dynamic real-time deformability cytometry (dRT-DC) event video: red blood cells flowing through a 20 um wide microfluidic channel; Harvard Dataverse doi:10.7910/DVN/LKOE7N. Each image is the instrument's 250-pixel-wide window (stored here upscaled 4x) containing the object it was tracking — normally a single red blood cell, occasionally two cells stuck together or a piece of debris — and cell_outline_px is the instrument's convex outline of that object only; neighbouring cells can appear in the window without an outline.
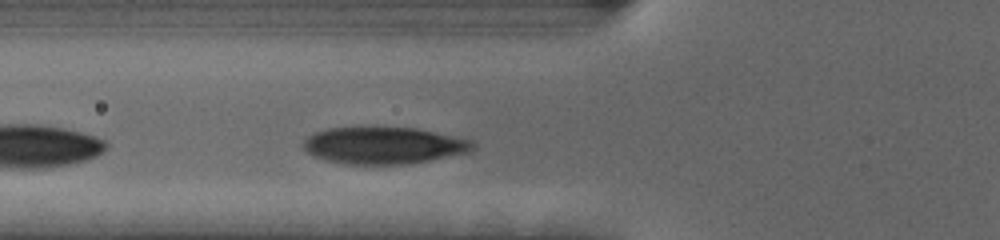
{"species": "human", "species_latin": "Homo sapiens", "temperature_condition": "cold", "stored_images_in_passage": 15, "camera_frame_rate_fps": 3000, "um_per_image_px": 0.085, "donor": {"sex": "female"}, "frame": {"image": 1, "passage_image": 5, "time_ms": 1.333, "image_size_px": [1000, 240], "cell_outline_px": [[476, 144], [472, 152], [428, 160], [404, 164], [348, 164], [324, 160], [308, 152], [300, 144], [312, 132], [328, 128], [360, 124], [376, 124], [416, 128], [476, 140]], "centroid_in_image_um": [32.61, 12.3], "position_along_channel_um": 93.2, "area_um2": 38.03}}
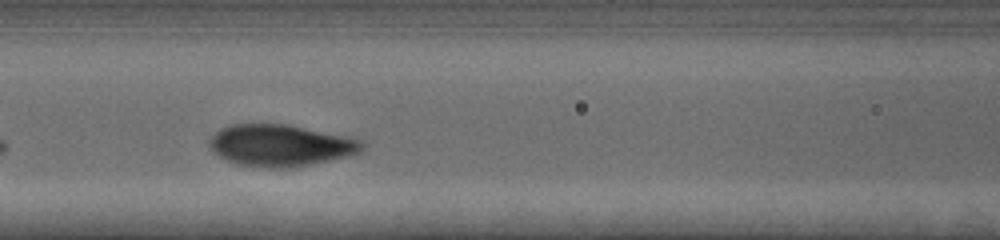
{"frame": {"image": 2, "passage_image": 9, "time_ms": 2.667, "image_size_px": [1000, 240], "cell_outline_px": [[368, 144], [360, 152], [352, 156], [288, 168], [268, 168], [240, 164], [228, 160], [212, 152], [208, 144], [208, 140], [220, 128], [228, 124], [288, 124], [344, 136], [360, 140]], "centroid_in_image_um": [23.84, 12.35], "position_along_channel_um": 142.8, "area_um2": 37.17}}
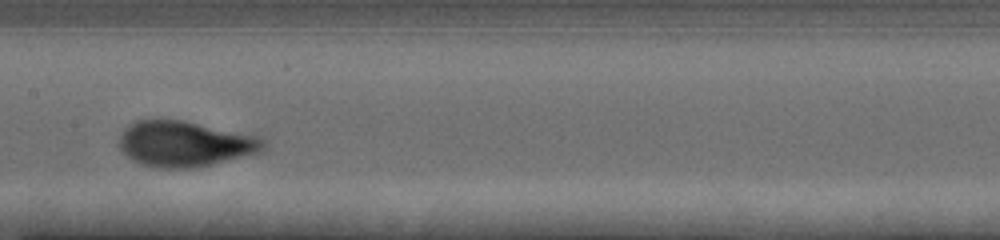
{"frame": {"image": 3, "passage_image": 13, "time_ms": 4.0, "image_size_px": [1000, 240], "cell_outline_px": [[264, 148], [260, 152], [212, 164], [188, 168], [156, 168], [140, 164], [132, 160], [120, 148], [120, 136], [124, 128], [136, 120], [184, 120], [260, 136], [264, 140]], "centroid_in_image_um": [15.71, 12.22], "position_along_channel_um": 191.7, "area_um2": 38.21}}